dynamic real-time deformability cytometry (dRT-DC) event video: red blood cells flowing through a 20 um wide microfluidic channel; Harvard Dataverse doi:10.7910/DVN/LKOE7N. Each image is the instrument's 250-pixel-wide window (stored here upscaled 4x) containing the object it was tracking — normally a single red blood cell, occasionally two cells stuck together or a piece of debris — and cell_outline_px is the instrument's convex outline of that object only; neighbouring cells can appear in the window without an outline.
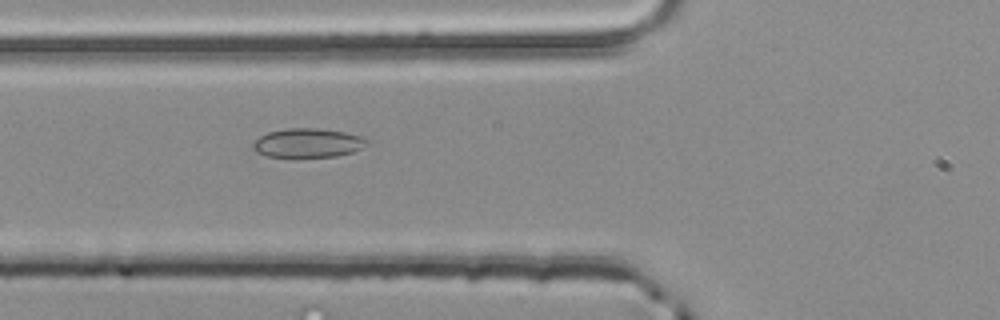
{"species": "common noctule bat (a hibernating species)", "species_latin": "Nyctalus noctula", "temperature_condition": "room temperature", "stored_images_in_passage": 4, "camera_frame_rate_fps": 3000, "um_per_image_px": 0.085, "animal": {"sex": "male", "body_mass_g": 20.4}, "frame": {"image": 1, "passage_image": 4, "time_ms": 1.0, "image_size_px": [1000, 320], "cell_outline_px": [[368, 144], [364, 148], [352, 152], [336, 156], [268, 156], [256, 152], [252, 148], [252, 144], [260, 136], [268, 132], [288, 128], [316, 128], [344, 132], [360, 136], [368, 140]], "centroid_in_image_um": [26.18, 12.14], "position_along_channel_um": 99.6, "area_um2": 19.07}}